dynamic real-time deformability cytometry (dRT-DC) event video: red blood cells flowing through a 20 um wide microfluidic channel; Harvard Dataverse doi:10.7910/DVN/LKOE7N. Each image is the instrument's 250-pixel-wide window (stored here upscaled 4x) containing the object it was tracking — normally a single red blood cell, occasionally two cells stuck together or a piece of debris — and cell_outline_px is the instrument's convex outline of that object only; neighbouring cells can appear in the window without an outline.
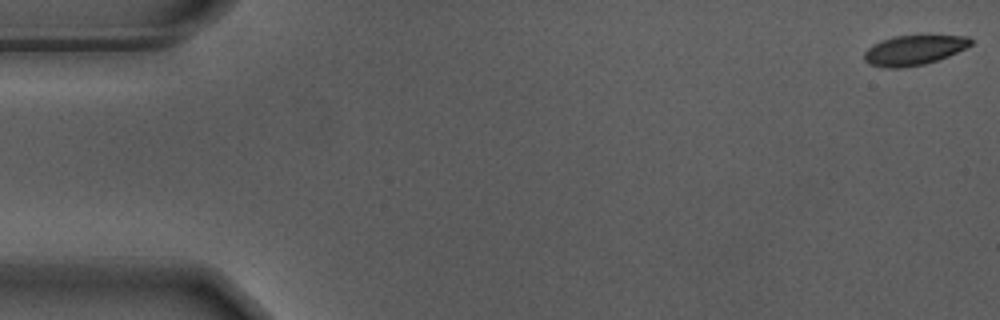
{"species": "Egyptian fruit bat (a non-hibernating species)", "species_latin": "Rousettus aegyptiacus", "temperature_condition": "warm", "stored_images_in_passage": 56, "camera_frame_rate_fps": 3000, "um_per_image_px": 0.085, "animal": {"sex": "male"}, "frame": {"image": 1, "passage_image": 1, "time_ms": 0.0, "image_size_px": [1000, 320], "cell_outline_px": [[972, 44], [948, 56], [924, 64], [904, 68], [888, 68], [868, 64], [864, 60], [864, 52], [872, 44], [892, 36], [968, 36], [972, 40]], "centroid_in_image_um": [77.63, 4.27], "position_along_channel_um": 7.4, "area_um2": 18.38}}
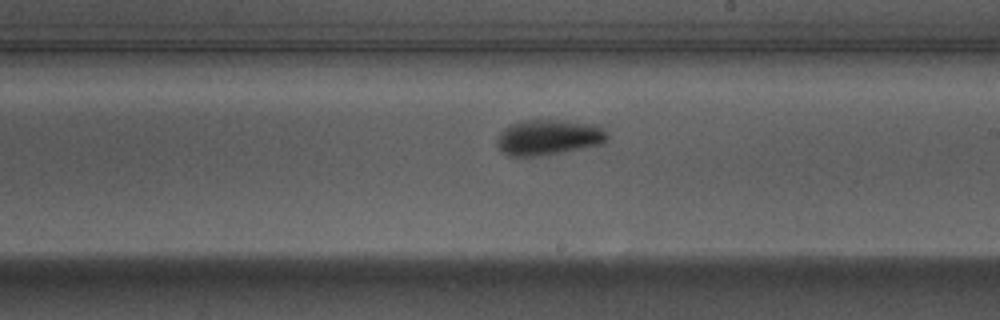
{"frame": {"image": 2, "passage_image": 32, "time_ms": 10.333, "image_size_px": [1000, 320], "cell_outline_px": [[608, 136], [604, 144], [560, 152], [532, 156], [512, 156], [504, 152], [496, 144], [496, 136], [508, 124], [520, 120], [564, 120], [600, 124], [604, 128]], "centroid_in_image_um": [46.64, 11.64], "position_along_channel_um": 242.4, "area_um2": 23.06}}
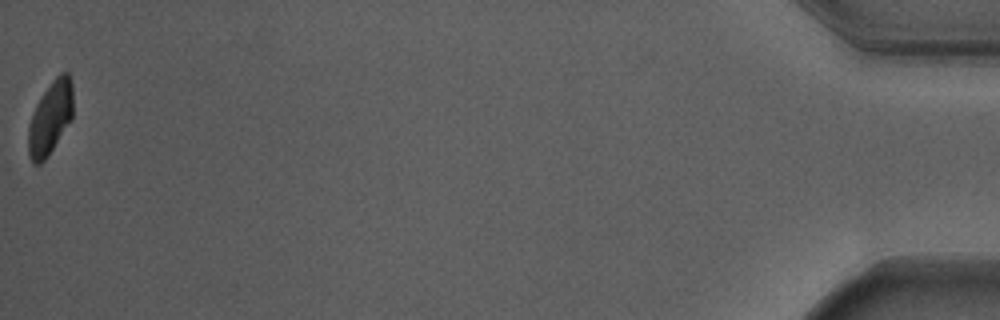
{"frame": {"image": 3, "passage_image": 56, "time_ms": 18.333, "image_size_px": [1000, 320], "cell_outline_px": [[72, 120], [48, 156], [40, 164], [36, 164], [32, 160], [28, 152], [28, 128], [32, 112], [40, 96], [52, 80], [60, 72], [68, 72], [72, 84]], "centroid_in_image_um": [4.28, 10.0], "position_along_channel_um": 430.9, "area_um2": 19.19}, "authors_computed_cell_mechanics": {"area_um2": 20.6346, "velocity_mm_per_s": 3.6814, "shape_relaxation_time_tau1_ms": 2.7249, "shape_relaxation_time_tau2_ms": null, "deformation_change_tau1": 0.1227, "deformation_change_tau2": null}}